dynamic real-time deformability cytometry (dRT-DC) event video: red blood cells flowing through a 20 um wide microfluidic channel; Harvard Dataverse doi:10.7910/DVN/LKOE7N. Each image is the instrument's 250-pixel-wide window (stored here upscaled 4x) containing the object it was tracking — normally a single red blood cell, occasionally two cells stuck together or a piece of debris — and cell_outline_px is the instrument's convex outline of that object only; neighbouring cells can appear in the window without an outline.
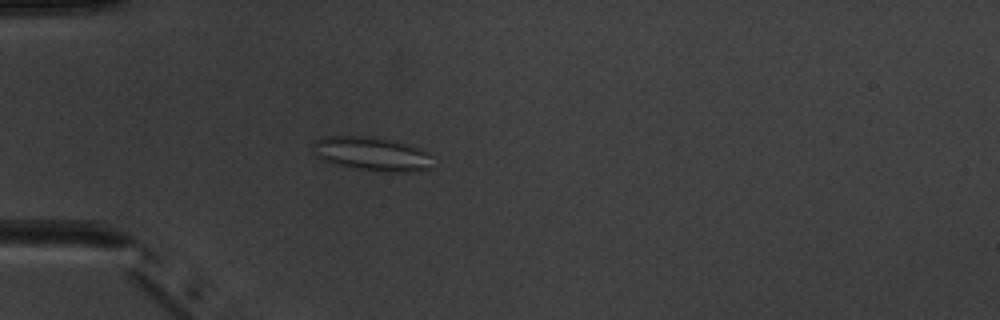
{"species": "common noctule bat (a hibernating species)", "species_latin": "Nyctalus noctula", "temperature_condition": "warm", "stored_images_in_passage": 5, "camera_frame_rate_fps": 3000, "um_per_image_px": 0.085, "animal": {"sex": "male", "body_mass_g": 20.1, "forearm_length_mm": 53.5}, "frame": {"image": 1, "passage_image": 5, "time_ms": 4.667, "image_size_px": [1000, 320], "cell_outline_px": [[432, 168], [404, 172], [380, 172], [340, 164], [324, 160], [316, 156], [312, 152], [316, 140], [328, 136], [360, 136], [388, 140], [408, 144], [420, 148], [428, 152], [432, 156]], "centroid_in_image_um": [31.66, 13.08], "position_along_channel_um": 53.3, "area_um2": 23.24}}